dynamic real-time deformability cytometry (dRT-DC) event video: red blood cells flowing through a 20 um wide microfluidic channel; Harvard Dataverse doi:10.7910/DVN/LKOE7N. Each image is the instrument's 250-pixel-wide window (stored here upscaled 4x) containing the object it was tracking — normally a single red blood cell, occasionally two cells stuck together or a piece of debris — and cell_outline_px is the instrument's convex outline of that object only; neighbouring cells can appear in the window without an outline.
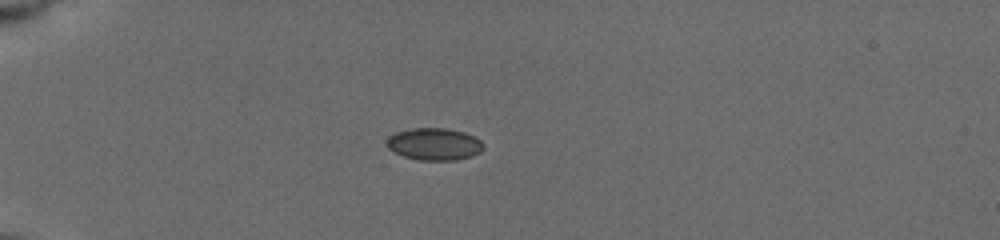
{"species": "common noctule bat (a hibernating species)", "species_latin": "Nyctalus noctula", "temperature_condition": "cold", "stored_images_in_passage": 6, "camera_frame_rate_fps": 3000, "um_per_image_px": 0.085, "animal": {"sex": "female", "body_mass_g": 19.5, "forearm_length_mm": 54.1}, "frame": {"image": 1, "passage_image": 1, "time_ms": 0.0, "image_size_px": [1000, 240], "cell_outline_px": [[484, 148], [480, 152], [472, 156], [456, 160], [420, 160], [404, 156], [388, 148], [388, 136], [396, 132], [412, 128], [444, 128], [464, 132], [480, 140], [484, 144]], "centroid_in_image_um": [36.94, 12.25], "position_along_channel_um": 48.1, "area_um2": 17.98}}
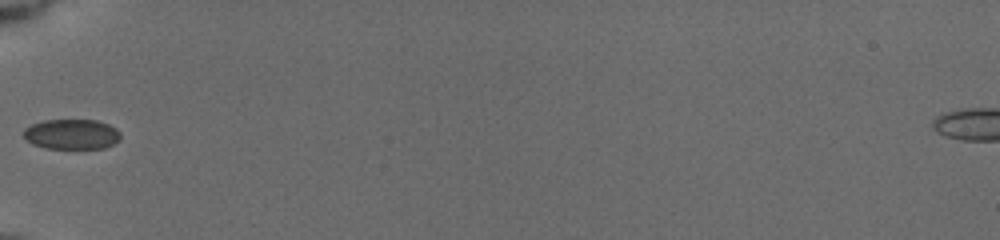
{"frame": {"image": 2, "passage_image": 3, "time_ms": 1.667, "image_size_px": [1000, 240], "cell_outline_px": [[120, 140], [104, 148], [44, 148], [32, 144], [24, 140], [24, 128], [32, 124], [44, 120], [96, 120], [108, 124], [116, 128], [120, 132]], "centroid_in_image_um": [6.07, 11.41], "position_along_channel_um": 78.9, "area_um2": 17.11}}
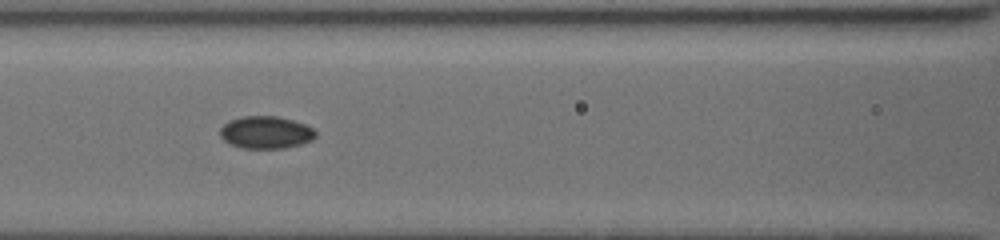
{"frame": {"image": 3, "passage_image": 5, "time_ms": 3.333, "image_size_px": [1000, 240], "cell_outline_px": [[316, 136], [312, 140], [300, 144], [284, 148], [240, 148], [224, 140], [220, 136], [220, 128], [228, 120], [244, 116], [276, 116], [292, 120], [304, 124], [312, 128], [316, 132]], "centroid_in_image_um": [22.58, 11.25], "position_along_channel_um": 144.0, "area_um2": 17.98}}